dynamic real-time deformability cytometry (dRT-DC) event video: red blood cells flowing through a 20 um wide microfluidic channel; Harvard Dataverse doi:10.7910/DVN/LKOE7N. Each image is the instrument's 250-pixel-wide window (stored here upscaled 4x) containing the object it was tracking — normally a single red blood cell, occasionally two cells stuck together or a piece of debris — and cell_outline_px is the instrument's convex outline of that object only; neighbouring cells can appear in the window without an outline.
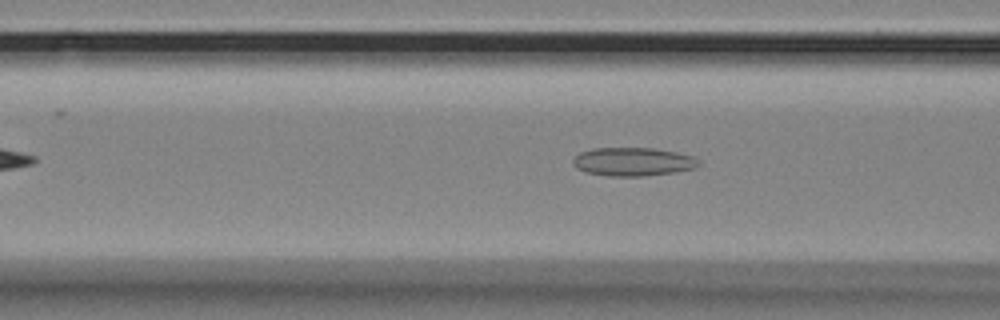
{"species": "Egyptian fruit bat (a non-hibernating species)", "species_latin": "Rousettus aegyptiacus", "temperature_condition": "room temperature", "stored_images_in_passage": 32, "camera_frame_rate_fps": 3000, "um_per_image_px": 0.085, "animal": {"sex": "female"}, "frame": {"image": 1, "passage_image": 6, "time_ms": 1.667, "image_size_px": [1000, 320], "cell_outline_px": [[700, 164], [692, 168], [676, 172], [644, 176], [608, 176], [588, 172], [576, 168], [572, 160], [580, 152], [592, 148], [652, 148], [692, 156]], "centroid_in_image_um": [53.75, 13.75], "position_along_channel_um": 112.8, "area_um2": 20.52}}
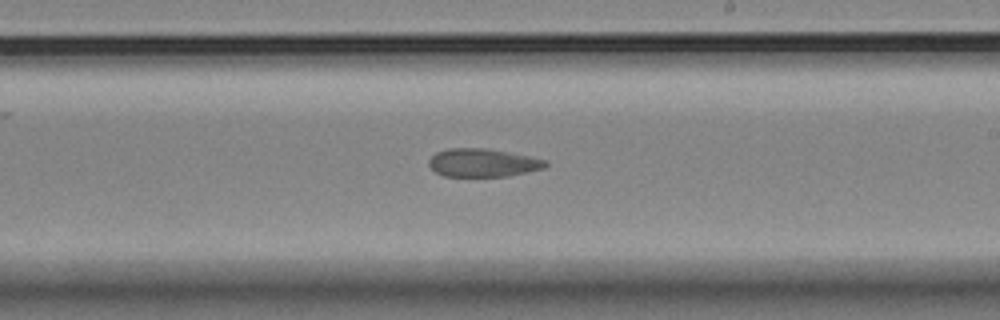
{"frame": {"image": 2, "passage_image": 18, "time_ms": 5.667, "image_size_px": [1000, 320], "cell_outline_px": [[548, 164], [544, 168], [508, 176], [444, 176], [436, 172], [428, 164], [428, 160], [436, 152], [448, 148], [488, 148], [548, 160]], "centroid_in_image_um": [41.03, 13.82], "position_along_channel_um": 248.0, "area_um2": 19.13}}
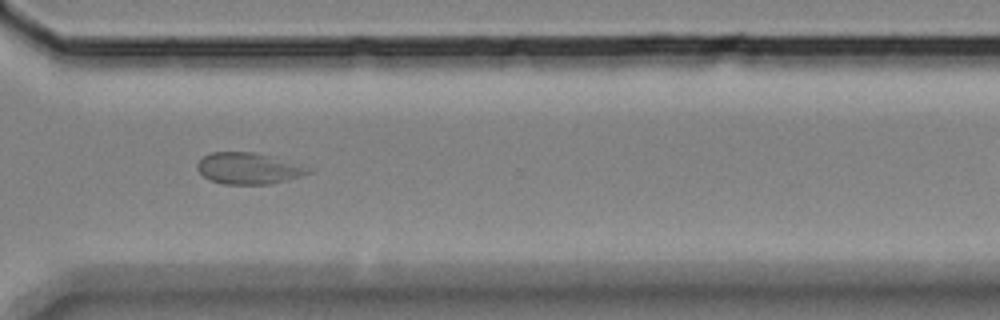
{"frame": {"image": 3, "passage_image": 27, "time_ms": 8.667, "image_size_px": [1000, 320], "cell_outline_px": [[312, 172], [300, 176], [268, 184], [224, 184], [212, 180], [204, 176], [196, 168], [196, 164], [204, 156], [212, 152], [252, 152]], "centroid_in_image_um": [20.91, 14.33], "position_along_channel_um": 349.7, "area_um2": 18.9}}